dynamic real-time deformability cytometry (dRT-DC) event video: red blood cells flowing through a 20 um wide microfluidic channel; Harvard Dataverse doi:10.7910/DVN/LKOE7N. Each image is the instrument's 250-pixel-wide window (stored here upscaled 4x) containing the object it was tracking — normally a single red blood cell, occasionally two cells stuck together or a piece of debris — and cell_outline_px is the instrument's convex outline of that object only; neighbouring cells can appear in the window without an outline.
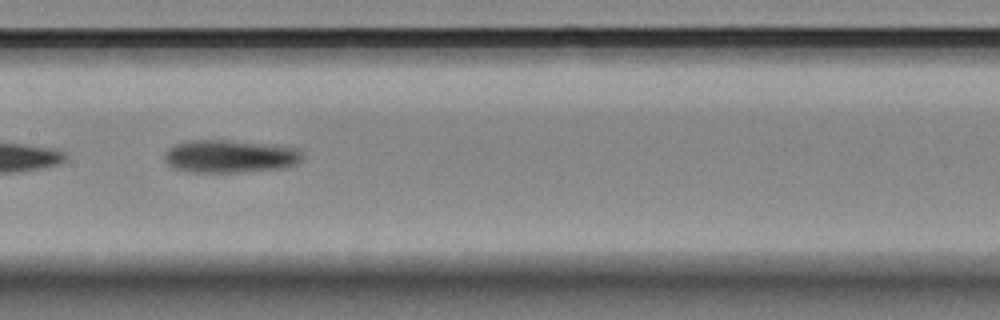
{"species": "Egyptian fruit bat (a non-hibernating species)", "species_latin": "Rousettus aegyptiacus", "temperature_condition": "room temperature", "stored_images_in_passage": 9, "camera_frame_rate_fps": 3000, "um_per_image_px": 0.085, "animal": {"sex": "female"}, "frame": {"image": 1, "passage_image": 7, "time_ms": 2.0, "image_size_px": [1000, 320], "cell_outline_px": [[304, 156], [296, 164], [284, 168], [240, 172], [188, 172], [172, 168], [164, 160], [164, 152], [168, 148], [176, 144], [188, 140], [228, 140], [300, 148], [304, 152]], "centroid_in_image_um": [19.54, 13.29], "position_along_channel_um": 187.9, "area_um2": 26.65}}